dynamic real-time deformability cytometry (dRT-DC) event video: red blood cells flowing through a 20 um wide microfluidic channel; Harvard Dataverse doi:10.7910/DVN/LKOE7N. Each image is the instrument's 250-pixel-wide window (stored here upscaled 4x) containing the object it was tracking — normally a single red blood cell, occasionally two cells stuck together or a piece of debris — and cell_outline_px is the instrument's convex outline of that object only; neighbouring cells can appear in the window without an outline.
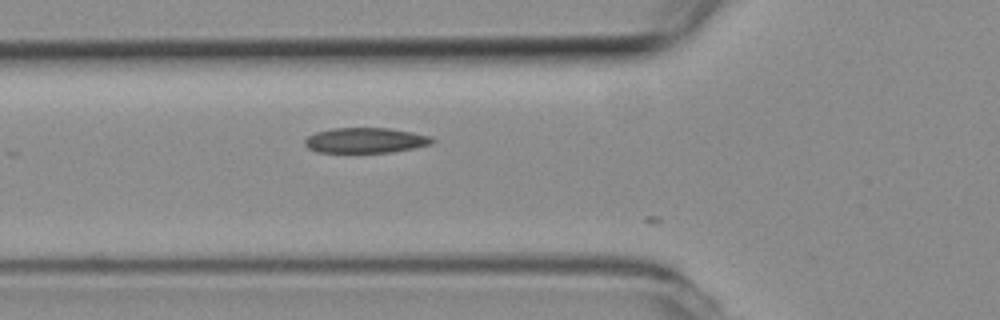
{"species": "common noctule bat (a hibernating species)", "species_latin": "Nyctalus noctula", "temperature_condition": "room temperature", "stored_images_in_passage": 4, "camera_frame_rate_fps": 3000, "um_per_image_px": 0.085, "animal": {"sex": "female", "body_mass_g": 19.3, "forearm_length_mm": 54.1}, "frame": {"image": 1, "passage_image": 3, "time_ms": 0.667, "image_size_px": [1000, 320], "cell_outline_px": [[436, 140], [432, 144], [392, 152], [316, 152], [308, 148], [304, 144], [304, 140], [308, 136], [316, 132], [332, 128], [388, 128], [412, 132], [428, 136]], "centroid_in_image_um": [31.04, 11.93], "position_along_channel_um": 94.8, "area_um2": 18.67}}